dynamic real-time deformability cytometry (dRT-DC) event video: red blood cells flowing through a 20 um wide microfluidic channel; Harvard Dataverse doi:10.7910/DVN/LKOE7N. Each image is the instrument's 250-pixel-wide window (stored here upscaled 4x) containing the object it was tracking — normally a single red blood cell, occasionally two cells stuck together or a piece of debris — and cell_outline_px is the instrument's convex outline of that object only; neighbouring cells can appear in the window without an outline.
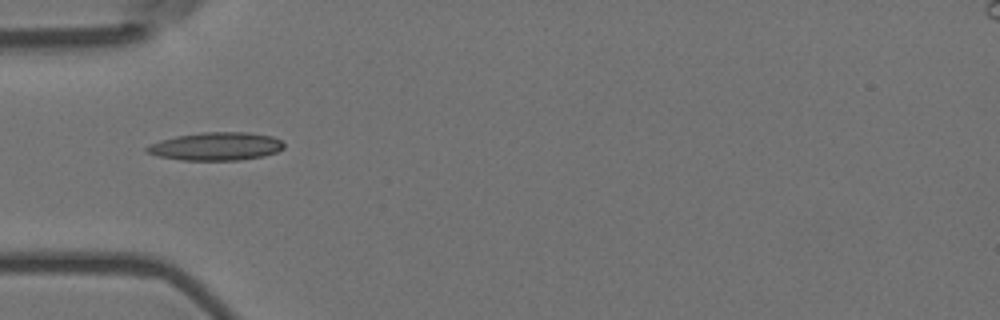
{"species": "Egyptian fruit bat (a non-hibernating species)", "species_latin": "Rousettus aegyptiacus", "temperature_condition": "room temperature", "stored_images_in_passage": 1, "camera_frame_rate_fps": 3000, "um_per_image_px": 0.085, "animal": {"sex": "female"}, "frame": {"image": 1, "passage_image": 1, "time_ms": 0.0, "image_size_px": [1000, 320], "cell_outline_px": [[284, 148], [276, 152], [264, 156], [240, 160], [180, 160], [160, 156], [148, 152], [144, 148], [148, 144], [160, 140], [176, 136], [204, 132], [248, 132], [272, 136], [280, 140], [284, 144]], "centroid_in_image_um": [18.37, 12.44], "position_along_channel_um": 66.6, "area_um2": 22.43}}